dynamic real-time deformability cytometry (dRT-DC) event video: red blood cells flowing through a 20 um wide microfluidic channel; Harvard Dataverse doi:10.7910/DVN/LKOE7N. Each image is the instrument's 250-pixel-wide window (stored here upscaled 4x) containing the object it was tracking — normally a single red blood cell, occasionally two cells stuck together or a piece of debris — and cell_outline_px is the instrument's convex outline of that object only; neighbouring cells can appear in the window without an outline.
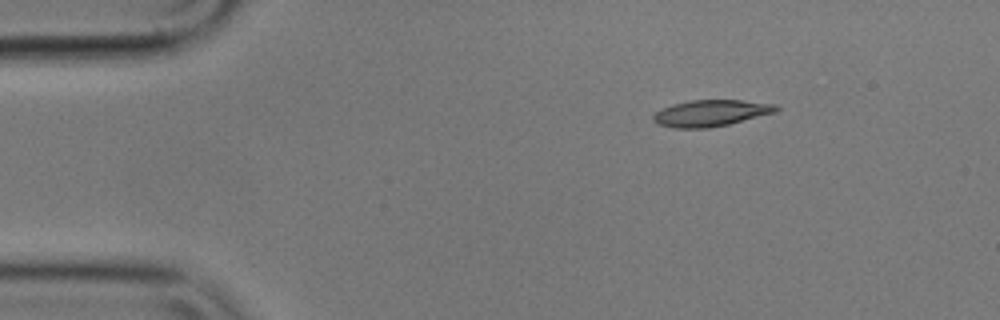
{"species": "common noctule bat (a hibernating species)", "species_latin": "Nyctalus noctula", "temperature_condition": "cold", "stored_images_in_passage": 41, "camera_frame_rate_fps": 3000, "um_per_image_px": 0.085, "animal": {"sex": "male", "body_mass_g": 17.9}, "frame": {"image": 1, "passage_image": 1, "time_ms": 0.0, "image_size_px": [1000, 320], "cell_outline_px": [[780, 108], [776, 112], [728, 124], [708, 128], [672, 128], [656, 124], [652, 120], [652, 116], [660, 108], [672, 104], [692, 100], [740, 100], [776, 104]], "centroid_in_image_um": [60.37, 9.61], "position_along_channel_um": 24.6, "area_um2": 19.02}}
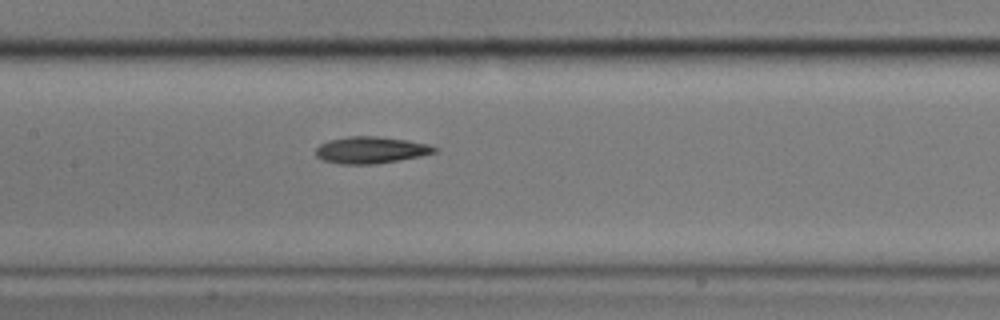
{"frame": {"image": 2, "passage_image": 19, "time_ms": 6.0, "image_size_px": [1000, 320], "cell_outline_px": [[440, 148], [436, 152], [420, 156], [400, 160], [376, 164], [340, 164], [324, 160], [316, 156], [316, 148], [320, 144], [328, 140], [348, 136], [380, 136], [408, 140], [428, 144]], "centroid_in_image_um": [31.54, 12.74], "position_along_channel_um": 175.9, "area_um2": 18.67}}
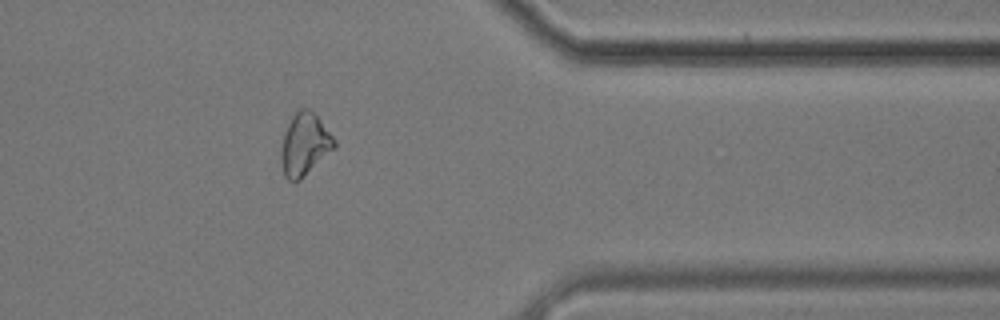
{"frame": {"image": 3, "passage_image": 38, "time_ms": 12.333, "image_size_px": [1000, 320], "cell_outline_px": [[336, 148], [296, 184], [292, 184], [284, 176], [280, 160], [280, 148], [284, 132], [296, 108], [308, 108], [320, 120], [336, 140]], "centroid_in_image_um": [25.87, 12.32], "position_along_channel_um": 385.5, "area_um2": 19.83}, "authors_computed_cell_mechanics": {"area_um2": 18.5538, "velocity_mm_per_s": 3.5618, "shape_relaxation_time_tau1_ms": 4.7363, "shape_relaxation_time_tau2_ms": 11.2767, "deformation_change_tau1": 0.1202, "deformation_change_tau2": 0.2264}}